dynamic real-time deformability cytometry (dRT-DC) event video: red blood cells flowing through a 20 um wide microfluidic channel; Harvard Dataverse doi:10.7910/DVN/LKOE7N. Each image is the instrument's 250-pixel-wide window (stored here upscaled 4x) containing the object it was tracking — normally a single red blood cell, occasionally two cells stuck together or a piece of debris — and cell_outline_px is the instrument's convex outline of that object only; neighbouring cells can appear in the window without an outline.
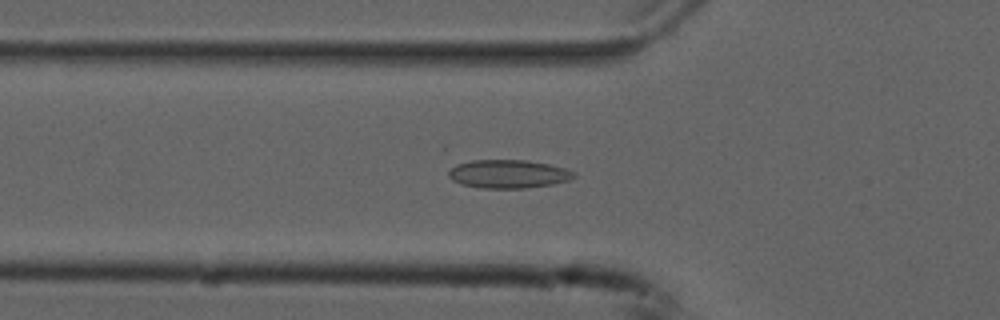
{"species": "common noctule bat (a hibernating species)", "species_latin": "Nyctalus noctula", "temperature_condition": "cold", "stored_images_in_passage": 53, "camera_frame_rate_fps": 3000, "um_per_image_px": 0.085, "animal": {"sex": "male", "forearm_length_mm": 52.5}, "frame": {"image": 1, "passage_image": 17, "time_ms": 5.333, "image_size_px": [1000, 320], "cell_outline_px": [[576, 176], [568, 180], [552, 184], [524, 188], [480, 188], [460, 184], [452, 180], [448, 176], [448, 172], [456, 164], [472, 160], [528, 160], [548, 164], [564, 168], [576, 172]], "centroid_in_image_um": [43.19, 14.78], "position_along_channel_um": 82.6, "area_um2": 20.75}}
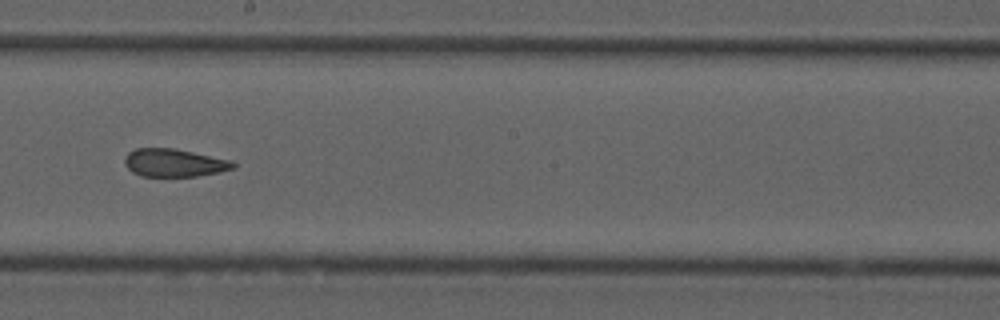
{"frame": {"image": 2, "passage_image": 29, "time_ms": 9.333, "image_size_px": [1000, 320], "cell_outline_px": [[236, 168], [220, 172], [196, 176], [140, 176], [132, 172], [124, 164], [124, 160], [128, 152], [136, 148], [176, 148], [232, 160], [236, 164]], "centroid_in_image_um": [14.82, 13.83], "position_along_channel_um": 233.4, "area_um2": 17.86}}
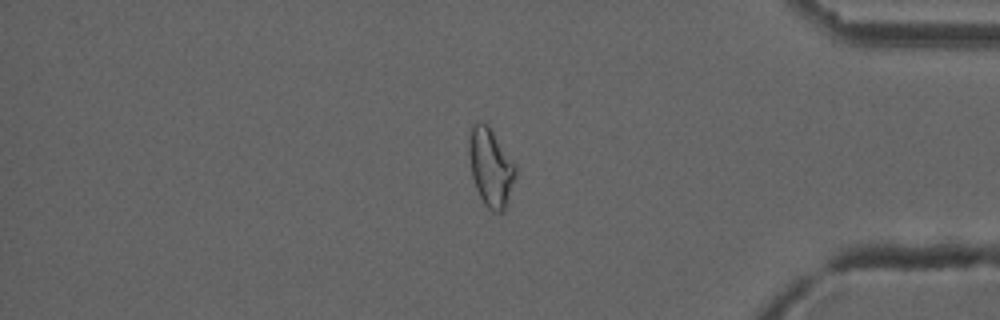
{"frame": {"image": 3, "passage_image": 44, "time_ms": 14.333, "image_size_px": [1000, 320], "cell_outline_px": [[516, 176], [504, 212], [492, 212], [484, 204], [476, 188], [472, 176], [468, 152], [468, 140], [472, 124], [480, 120], [488, 124], [516, 164]], "centroid_in_image_um": [41.71, 14.19], "position_along_channel_um": 393.5, "area_um2": 21.5}, "authors_computed_cell_mechanics": {"area_um2": 20.519, "velocity_mm_per_s": 3.7609, "shape_relaxation_time_tau1_ms": null, "shape_relaxation_time_tau2_ms": 1.7114, "deformation_change_tau1": null, "deformation_change_tau2": 0.0775}}